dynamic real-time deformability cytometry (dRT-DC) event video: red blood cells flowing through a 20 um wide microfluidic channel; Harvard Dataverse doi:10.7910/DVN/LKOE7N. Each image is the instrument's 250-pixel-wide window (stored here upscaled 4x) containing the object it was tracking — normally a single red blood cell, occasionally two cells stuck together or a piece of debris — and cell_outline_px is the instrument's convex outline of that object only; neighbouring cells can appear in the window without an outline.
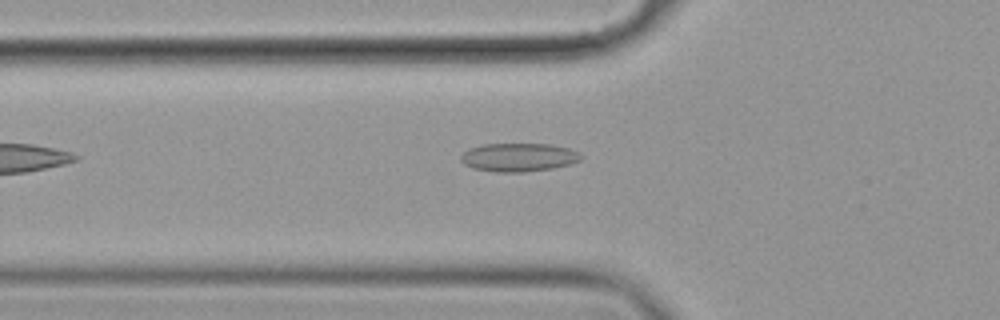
{"species": "common noctule bat (a hibernating species)", "species_latin": "Nyctalus noctula", "temperature_condition": "cold", "stored_images_in_passage": 33, "camera_frame_rate_fps": 3000, "um_per_image_px": 0.085, "animal": {"sex": "female", "body_mass_g": 19.9}, "frame": {"image": 1, "passage_image": 2, "time_ms": 0.333, "image_size_px": [1000, 320], "cell_outline_px": [[580, 160], [572, 164], [552, 168], [524, 172], [496, 172], [472, 168], [464, 164], [460, 160], [460, 156], [468, 148], [484, 144], [552, 144], [568, 148], [576, 152], [580, 156]], "centroid_in_image_um": [44.04, 13.37], "position_along_channel_um": 81.8, "area_um2": 19.88}}
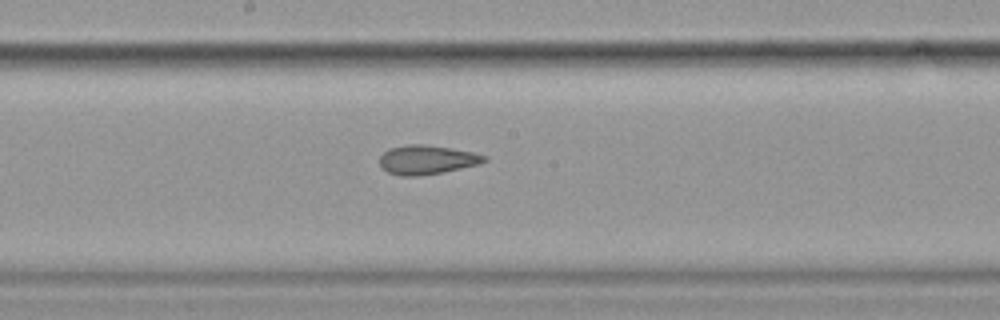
{"frame": {"image": 2, "passage_image": 13, "time_ms": 4.0, "image_size_px": [1000, 320], "cell_outline_px": [[488, 160], [480, 164], [440, 172], [416, 176], [400, 176], [388, 172], [380, 164], [380, 156], [388, 148], [408, 144], [424, 144], [472, 152], [488, 156]], "centroid_in_image_um": [36.28, 13.57], "position_along_channel_um": 211.9, "area_um2": 17.57}}
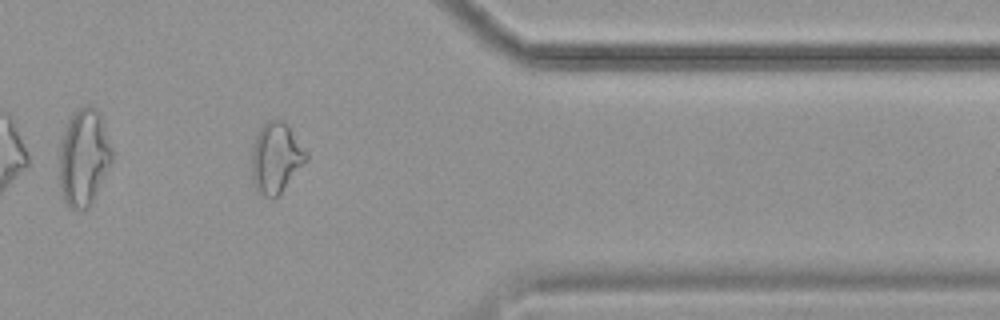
{"frame": {"image": 3, "passage_image": 29, "time_ms": 9.333, "image_size_px": [1000, 320], "cell_outline_px": [[308, 160], [280, 192], [276, 196], [264, 196], [256, 188], [252, 180], [252, 148], [256, 136], [260, 128], [268, 120], [280, 120], [288, 128], [308, 152]], "centroid_in_image_um": [23.45, 13.41], "position_along_channel_um": 387.9, "area_um2": 21.73}, "authors_computed_cell_mechanics": {"area_um2": 17.9758, "velocity_mm_per_s": 3.5389, "shape_relaxation_time_tau1_ms": null, "shape_relaxation_time_tau2_ms": 2.8661, "deformation_change_tau1": null, "deformation_change_tau2": 0.1034}}